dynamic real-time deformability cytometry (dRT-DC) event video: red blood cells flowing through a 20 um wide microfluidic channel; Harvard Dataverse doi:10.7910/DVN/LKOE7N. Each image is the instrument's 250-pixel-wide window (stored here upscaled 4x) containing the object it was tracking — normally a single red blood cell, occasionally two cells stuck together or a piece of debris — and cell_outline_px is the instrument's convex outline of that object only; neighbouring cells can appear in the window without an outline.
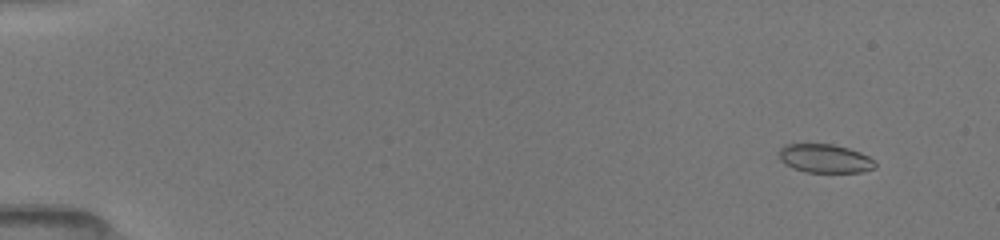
{"species": "common noctule bat (a hibernating species)", "species_latin": "Nyctalus noctula", "temperature_condition": "room temperature", "stored_images_in_passage": 18, "camera_frame_rate_fps": 3000, "um_per_image_px": 0.085, "animal": {"sex": "female", "body_mass_g": 19.5, "forearm_length_mm": 54.1}, "frame": {"image": 1, "passage_image": 3, "time_ms": 1.333, "image_size_px": [1000, 240], "cell_outline_px": [[876, 168], [860, 172], [804, 172], [792, 168], [784, 164], [780, 160], [780, 148], [784, 144], [832, 144], [848, 148], [860, 152], [868, 156], [876, 164]], "centroid_in_image_um": [70.1, 13.47], "position_along_channel_um": 14.9, "area_um2": 16.07}}
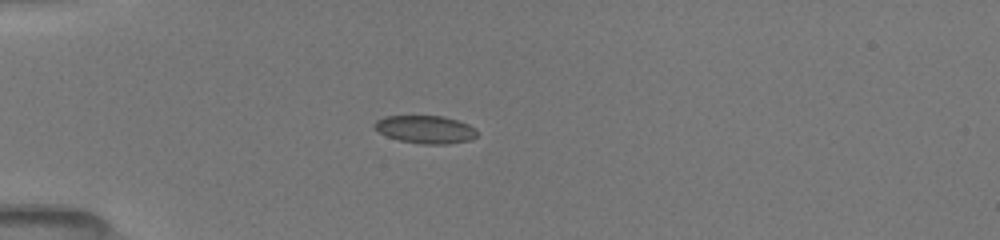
{"frame": {"image": 2, "passage_image": 11, "time_ms": 5.0, "image_size_px": [1000, 240], "cell_outline_px": [[476, 136], [472, 140], [448, 144], [424, 144], [400, 140], [388, 136], [372, 128], [372, 124], [376, 120], [384, 116], [444, 116], [468, 124], [476, 128]], "centroid_in_image_um": [36.15, 11.0], "position_along_channel_um": 48.8, "area_um2": 16.7}}
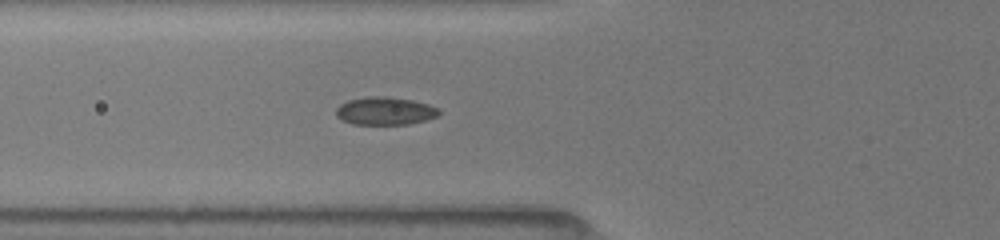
{"frame": {"image": 3, "passage_image": 15, "time_ms": 6.667, "image_size_px": [1000, 240], "cell_outline_px": [[440, 112], [436, 116], [424, 120], [408, 124], [352, 124], [340, 120], [336, 116], [336, 108], [340, 104], [348, 100], [364, 96], [384, 96], [412, 100], [428, 104], [440, 108]], "centroid_in_image_um": [32.68, 9.42], "position_along_channel_um": 93.1, "area_um2": 16.82}}